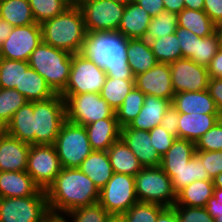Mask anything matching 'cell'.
Here are the masks:
<instances>
[{
	"label": "cell",
	"mask_w": 222,
	"mask_h": 222,
	"mask_svg": "<svg viewBox=\"0 0 222 222\" xmlns=\"http://www.w3.org/2000/svg\"><path fill=\"white\" fill-rule=\"evenodd\" d=\"M134 2L144 8L152 18L165 9L163 0H134Z\"/></svg>",
	"instance_id": "54"
},
{
	"label": "cell",
	"mask_w": 222,
	"mask_h": 222,
	"mask_svg": "<svg viewBox=\"0 0 222 222\" xmlns=\"http://www.w3.org/2000/svg\"><path fill=\"white\" fill-rule=\"evenodd\" d=\"M209 78H222V48L220 47L216 55L207 66Z\"/></svg>",
	"instance_id": "55"
},
{
	"label": "cell",
	"mask_w": 222,
	"mask_h": 222,
	"mask_svg": "<svg viewBox=\"0 0 222 222\" xmlns=\"http://www.w3.org/2000/svg\"><path fill=\"white\" fill-rule=\"evenodd\" d=\"M165 9L178 14L180 13L184 8V0H163Z\"/></svg>",
	"instance_id": "57"
},
{
	"label": "cell",
	"mask_w": 222,
	"mask_h": 222,
	"mask_svg": "<svg viewBox=\"0 0 222 222\" xmlns=\"http://www.w3.org/2000/svg\"><path fill=\"white\" fill-rule=\"evenodd\" d=\"M134 87V79H112L107 77L100 96L116 111Z\"/></svg>",
	"instance_id": "36"
},
{
	"label": "cell",
	"mask_w": 222,
	"mask_h": 222,
	"mask_svg": "<svg viewBox=\"0 0 222 222\" xmlns=\"http://www.w3.org/2000/svg\"><path fill=\"white\" fill-rule=\"evenodd\" d=\"M63 168H79L82 161L93 151L85 126L66 120L54 142Z\"/></svg>",
	"instance_id": "7"
},
{
	"label": "cell",
	"mask_w": 222,
	"mask_h": 222,
	"mask_svg": "<svg viewBox=\"0 0 222 222\" xmlns=\"http://www.w3.org/2000/svg\"><path fill=\"white\" fill-rule=\"evenodd\" d=\"M206 210L213 219L222 218V189L214 188L213 195L208 199Z\"/></svg>",
	"instance_id": "51"
},
{
	"label": "cell",
	"mask_w": 222,
	"mask_h": 222,
	"mask_svg": "<svg viewBox=\"0 0 222 222\" xmlns=\"http://www.w3.org/2000/svg\"><path fill=\"white\" fill-rule=\"evenodd\" d=\"M195 143L176 138L169 150L161 157L162 169H181L195 155Z\"/></svg>",
	"instance_id": "34"
},
{
	"label": "cell",
	"mask_w": 222,
	"mask_h": 222,
	"mask_svg": "<svg viewBox=\"0 0 222 222\" xmlns=\"http://www.w3.org/2000/svg\"><path fill=\"white\" fill-rule=\"evenodd\" d=\"M207 90L222 114V78H210Z\"/></svg>",
	"instance_id": "53"
},
{
	"label": "cell",
	"mask_w": 222,
	"mask_h": 222,
	"mask_svg": "<svg viewBox=\"0 0 222 222\" xmlns=\"http://www.w3.org/2000/svg\"><path fill=\"white\" fill-rule=\"evenodd\" d=\"M68 222H107L111 216L98 202L76 208L66 214Z\"/></svg>",
	"instance_id": "44"
},
{
	"label": "cell",
	"mask_w": 222,
	"mask_h": 222,
	"mask_svg": "<svg viewBox=\"0 0 222 222\" xmlns=\"http://www.w3.org/2000/svg\"><path fill=\"white\" fill-rule=\"evenodd\" d=\"M41 42L40 24L13 27L8 38L0 45V58L28 61Z\"/></svg>",
	"instance_id": "14"
},
{
	"label": "cell",
	"mask_w": 222,
	"mask_h": 222,
	"mask_svg": "<svg viewBox=\"0 0 222 222\" xmlns=\"http://www.w3.org/2000/svg\"><path fill=\"white\" fill-rule=\"evenodd\" d=\"M169 65L172 87L175 93L208 89L210 78L207 67L188 58L178 59Z\"/></svg>",
	"instance_id": "15"
},
{
	"label": "cell",
	"mask_w": 222,
	"mask_h": 222,
	"mask_svg": "<svg viewBox=\"0 0 222 222\" xmlns=\"http://www.w3.org/2000/svg\"><path fill=\"white\" fill-rule=\"evenodd\" d=\"M195 149L201 151L222 150V118L198 139Z\"/></svg>",
	"instance_id": "45"
},
{
	"label": "cell",
	"mask_w": 222,
	"mask_h": 222,
	"mask_svg": "<svg viewBox=\"0 0 222 222\" xmlns=\"http://www.w3.org/2000/svg\"><path fill=\"white\" fill-rule=\"evenodd\" d=\"M107 222H126L125 219L120 215H111Z\"/></svg>",
	"instance_id": "63"
},
{
	"label": "cell",
	"mask_w": 222,
	"mask_h": 222,
	"mask_svg": "<svg viewBox=\"0 0 222 222\" xmlns=\"http://www.w3.org/2000/svg\"><path fill=\"white\" fill-rule=\"evenodd\" d=\"M42 42L70 52L81 53L86 41V29L81 9L72 4L61 14L40 24Z\"/></svg>",
	"instance_id": "3"
},
{
	"label": "cell",
	"mask_w": 222,
	"mask_h": 222,
	"mask_svg": "<svg viewBox=\"0 0 222 222\" xmlns=\"http://www.w3.org/2000/svg\"><path fill=\"white\" fill-rule=\"evenodd\" d=\"M219 48L220 44L216 32L204 38L198 37L196 54H193L191 60L207 67Z\"/></svg>",
	"instance_id": "43"
},
{
	"label": "cell",
	"mask_w": 222,
	"mask_h": 222,
	"mask_svg": "<svg viewBox=\"0 0 222 222\" xmlns=\"http://www.w3.org/2000/svg\"><path fill=\"white\" fill-rule=\"evenodd\" d=\"M27 102L16 89L0 88V129H4L14 113Z\"/></svg>",
	"instance_id": "39"
},
{
	"label": "cell",
	"mask_w": 222,
	"mask_h": 222,
	"mask_svg": "<svg viewBox=\"0 0 222 222\" xmlns=\"http://www.w3.org/2000/svg\"><path fill=\"white\" fill-rule=\"evenodd\" d=\"M36 23L52 19L64 12L73 3L69 0H28Z\"/></svg>",
	"instance_id": "40"
},
{
	"label": "cell",
	"mask_w": 222,
	"mask_h": 222,
	"mask_svg": "<svg viewBox=\"0 0 222 222\" xmlns=\"http://www.w3.org/2000/svg\"><path fill=\"white\" fill-rule=\"evenodd\" d=\"M128 39L118 31L86 34L82 51L112 79H134L127 59Z\"/></svg>",
	"instance_id": "2"
},
{
	"label": "cell",
	"mask_w": 222,
	"mask_h": 222,
	"mask_svg": "<svg viewBox=\"0 0 222 222\" xmlns=\"http://www.w3.org/2000/svg\"><path fill=\"white\" fill-rule=\"evenodd\" d=\"M17 139L35 145V132H33V102H27L13 115L11 121L3 129Z\"/></svg>",
	"instance_id": "28"
},
{
	"label": "cell",
	"mask_w": 222,
	"mask_h": 222,
	"mask_svg": "<svg viewBox=\"0 0 222 222\" xmlns=\"http://www.w3.org/2000/svg\"><path fill=\"white\" fill-rule=\"evenodd\" d=\"M221 118L222 114L179 113L178 138L196 143Z\"/></svg>",
	"instance_id": "21"
},
{
	"label": "cell",
	"mask_w": 222,
	"mask_h": 222,
	"mask_svg": "<svg viewBox=\"0 0 222 222\" xmlns=\"http://www.w3.org/2000/svg\"><path fill=\"white\" fill-rule=\"evenodd\" d=\"M22 60L0 58V88L21 89Z\"/></svg>",
	"instance_id": "42"
},
{
	"label": "cell",
	"mask_w": 222,
	"mask_h": 222,
	"mask_svg": "<svg viewBox=\"0 0 222 222\" xmlns=\"http://www.w3.org/2000/svg\"><path fill=\"white\" fill-rule=\"evenodd\" d=\"M177 26L178 14L164 9L156 17L151 18L145 39L150 41L175 33Z\"/></svg>",
	"instance_id": "38"
},
{
	"label": "cell",
	"mask_w": 222,
	"mask_h": 222,
	"mask_svg": "<svg viewBox=\"0 0 222 222\" xmlns=\"http://www.w3.org/2000/svg\"><path fill=\"white\" fill-rule=\"evenodd\" d=\"M44 190L28 197L0 198V222H42L49 213Z\"/></svg>",
	"instance_id": "10"
},
{
	"label": "cell",
	"mask_w": 222,
	"mask_h": 222,
	"mask_svg": "<svg viewBox=\"0 0 222 222\" xmlns=\"http://www.w3.org/2000/svg\"><path fill=\"white\" fill-rule=\"evenodd\" d=\"M42 222H68L66 214L49 212Z\"/></svg>",
	"instance_id": "59"
},
{
	"label": "cell",
	"mask_w": 222,
	"mask_h": 222,
	"mask_svg": "<svg viewBox=\"0 0 222 222\" xmlns=\"http://www.w3.org/2000/svg\"><path fill=\"white\" fill-rule=\"evenodd\" d=\"M134 82L135 87L145 95H153L171 101L175 95L169 64L157 62L150 70L135 76Z\"/></svg>",
	"instance_id": "16"
},
{
	"label": "cell",
	"mask_w": 222,
	"mask_h": 222,
	"mask_svg": "<svg viewBox=\"0 0 222 222\" xmlns=\"http://www.w3.org/2000/svg\"><path fill=\"white\" fill-rule=\"evenodd\" d=\"M135 191L139 202L156 203L164 207H173L176 192L170 177L157 167H143L135 176Z\"/></svg>",
	"instance_id": "6"
},
{
	"label": "cell",
	"mask_w": 222,
	"mask_h": 222,
	"mask_svg": "<svg viewBox=\"0 0 222 222\" xmlns=\"http://www.w3.org/2000/svg\"><path fill=\"white\" fill-rule=\"evenodd\" d=\"M61 169L62 166L53 144L31 145L26 172L41 190H47Z\"/></svg>",
	"instance_id": "13"
},
{
	"label": "cell",
	"mask_w": 222,
	"mask_h": 222,
	"mask_svg": "<svg viewBox=\"0 0 222 222\" xmlns=\"http://www.w3.org/2000/svg\"><path fill=\"white\" fill-rule=\"evenodd\" d=\"M151 145L155 148L160 157H162L172 146L175 136L168 133L161 125L154 127L149 131Z\"/></svg>",
	"instance_id": "48"
},
{
	"label": "cell",
	"mask_w": 222,
	"mask_h": 222,
	"mask_svg": "<svg viewBox=\"0 0 222 222\" xmlns=\"http://www.w3.org/2000/svg\"><path fill=\"white\" fill-rule=\"evenodd\" d=\"M175 33L180 43L182 58L191 59L193 54H196L198 36L183 27H177Z\"/></svg>",
	"instance_id": "49"
},
{
	"label": "cell",
	"mask_w": 222,
	"mask_h": 222,
	"mask_svg": "<svg viewBox=\"0 0 222 222\" xmlns=\"http://www.w3.org/2000/svg\"><path fill=\"white\" fill-rule=\"evenodd\" d=\"M145 94L134 87L125 97L124 102L115 111L119 126L122 128L130 124L137 117L144 104Z\"/></svg>",
	"instance_id": "37"
},
{
	"label": "cell",
	"mask_w": 222,
	"mask_h": 222,
	"mask_svg": "<svg viewBox=\"0 0 222 222\" xmlns=\"http://www.w3.org/2000/svg\"><path fill=\"white\" fill-rule=\"evenodd\" d=\"M195 155L202 161L211 179H214L218 174L222 173V150H196Z\"/></svg>",
	"instance_id": "47"
},
{
	"label": "cell",
	"mask_w": 222,
	"mask_h": 222,
	"mask_svg": "<svg viewBox=\"0 0 222 222\" xmlns=\"http://www.w3.org/2000/svg\"><path fill=\"white\" fill-rule=\"evenodd\" d=\"M213 180L214 188L222 189V173L218 174Z\"/></svg>",
	"instance_id": "62"
},
{
	"label": "cell",
	"mask_w": 222,
	"mask_h": 222,
	"mask_svg": "<svg viewBox=\"0 0 222 222\" xmlns=\"http://www.w3.org/2000/svg\"><path fill=\"white\" fill-rule=\"evenodd\" d=\"M39 190L26 171H0V198L28 197Z\"/></svg>",
	"instance_id": "20"
},
{
	"label": "cell",
	"mask_w": 222,
	"mask_h": 222,
	"mask_svg": "<svg viewBox=\"0 0 222 222\" xmlns=\"http://www.w3.org/2000/svg\"><path fill=\"white\" fill-rule=\"evenodd\" d=\"M215 32L218 36L220 47L222 48V22L215 25Z\"/></svg>",
	"instance_id": "61"
},
{
	"label": "cell",
	"mask_w": 222,
	"mask_h": 222,
	"mask_svg": "<svg viewBox=\"0 0 222 222\" xmlns=\"http://www.w3.org/2000/svg\"><path fill=\"white\" fill-rule=\"evenodd\" d=\"M114 2L122 3L124 5H127L128 3L134 1V0H112Z\"/></svg>",
	"instance_id": "64"
},
{
	"label": "cell",
	"mask_w": 222,
	"mask_h": 222,
	"mask_svg": "<svg viewBox=\"0 0 222 222\" xmlns=\"http://www.w3.org/2000/svg\"><path fill=\"white\" fill-rule=\"evenodd\" d=\"M29 66L37 71L56 93L66 87L72 64V54L41 42L31 53Z\"/></svg>",
	"instance_id": "4"
},
{
	"label": "cell",
	"mask_w": 222,
	"mask_h": 222,
	"mask_svg": "<svg viewBox=\"0 0 222 222\" xmlns=\"http://www.w3.org/2000/svg\"><path fill=\"white\" fill-rule=\"evenodd\" d=\"M120 139L132 150L143 167H157L161 157L151 145L149 131L130 128L128 125L120 130Z\"/></svg>",
	"instance_id": "17"
},
{
	"label": "cell",
	"mask_w": 222,
	"mask_h": 222,
	"mask_svg": "<svg viewBox=\"0 0 222 222\" xmlns=\"http://www.w3.org/2000/svg\"><path fill=\"white\" fill-rule=\"evenodd\" d=\"M179 222H215L205 207L174 205Z\"/></svg>",
	"instance_id": "46"
},
{
	"label": "cell",
	"mask_w": 222,
	"mask_h": 222,
	"mask_svg": "<svg viewBox=\"0 0 222 222\" xmlns=\"http://www.w3.org/2000/svg\"><path fill=\"white\" fill-rule=\"evenodd\" d=\"M60 95L65 100L69 122L86 126L100 119L116 118L115 110L98 93Z\"/></svg>",
	"instance_id": "8"
},
{
	"label": "cell",
	"mask_w": 222,
	"mask_h": 222,
	"mask_svg": "<svg viewBox=\"0 0 222 222\" xmlns=\"http://www.w3.org/2000/svg\"><path fill=\"white\" fill-rule=\"evenodd\" d=\"M156 222H179L173 207H166L158 216Z\"/></svg>",
	"instance_id": "56"
},
{
	"label": "cell",
	"mask_w": 222,
	"mask_h": 222,
	"mask_svg": "<svg viewBox=\"0 0 222 222\" xmlns=\"http://www.w3.org/2000/svg\"><path fill=\"white\" fill-rule=\"evenodd\" d=\"M203 11L215 25L222 22V0H204Z\"/></svg>",
	"instance_id": "52"
},
{
	"label": "cell",
	"mask_w": 222,
	"mask_h": 222,
	"mask_svg": "<svg viewBox=\"0 0 222 222\" xmlns=\"http://www.w3.org/2000/svg\"><path fill=\"white\" fill-rule=\"evenodd\" d=\"M160 125L170 134L178 138L179 113L171 105L165 112Z\"/></svg>",
	"instance_id": "50"
},
{
	"label": "cell",
	"mask_w": 222,
	"mask_h": 222,
	"mask_svg": "<svg viewBox=\"0 0 222 222\" xmlns=\"http://www.w3.org/2000/svg\"><path fill=\"white\" fill-rule=\"evenodd\" d=\"M157 62L170 64L182 58L176 33L148 41Z\"/></svg>",
	"instance_id": "35"
},
{
	"label": "cell",
	"mask_w": 222,
	"mask_h": 222,
	"mask_svg": "<svg viewBox=\"0 0 222 222\" xmlns=\"http://www.w3.org/2000/svg\"><path fill=\"white\" fill-rule=\"evenodd\" d=\"M171 105L178 113L221 114L208 90L175 93Z\"/></svg>",
	"instance_id": "19"
},
{
	"label": "cell",
	"mask_w": 222,
	"mask_h": 222,
	"mask_svg": "<svg viewBox=\"0 0 222 222\" xmlns=\"http://www.w3.org/2000/svg\"><path fill=\"white\" fill-rule=\"evenodd\" d=\"M30 147L0 129V171H26Z\"/></svg>",
	"instance_id": "18"
},
{
	"label": "cell",
	"mask_w": 222,
	"mask_h": 222,
	"mask_svg": "<svg viewBox=\"0 0 222 222\" xmlns=\"http://www.w3.org/2000/svg\"><path fill=\"white\" fill-rule=\"evenodd\" d=\"M106 78L105 70L85 54L82 52L72 54L69 80L60 94H100Z\"/></svg>",
	"instance_id": "9"
},
{
	"label": "cell",
	"mask_w": 222,
	"mask_h": 222,
	"mask_svg": "<svg viewBox=\"0 0 222 222\" xmlns=\"http://www.w3.org/2000/svg\"><path fill=\"white\" fill-rule=\"evenodd\" d=\"M170 106L171 100L146 95L140 113L128 126L133 129L150 131L160 125L165 112Z\"/></svg>",
	"instance_id": "24"
},
{
	"label": "cell",
	"mask_w": 222,
	"mask_h": 222,
	"mask_svg": "<svg viewBox=\"0 0 222 222\" xmlns=\"http://www.w3.org/2000/svg\"><path fill=\"white\" fill-rule=\"evenodd\" d=\"M136 202L135 179L131 175L113 173L99 191L98 203L110 214L122 216Z\"/></svg>",
	"instance_id": "12"
},
{
	"label": "cell",
	"mask_w": 222,
	"mask_h": 222,
	"mask_svg": "<svg viewBox=\"0 0 222 222\" xmlns=\"http://www.w3.org/2000/svg\"><path fill=\"white\" fill-rule=\"evenodd\" d=\"M107 152L114 173L134 177L143 168L132 150L121 139L114 142Z\"/></svg>",
	"instance_id": "29"
},
{
	"label": "cell",
	"mask_w": 222,
	"mask_h": 222,
	"mask_svg": "<svg viewBox=\"0 0 222 222\" xmlns=\"http://www.w3.org/2000/svg\"><path fill=\"white\" fill-rule=\"evenodd\" d=\"M151 16L132 1L125 6L118 32L127 39L145 38Z\"/></svg>",
	"instance_id": "22"
},
{
	"label": "cell",
	"mask_w": 222,
	"mask_h": 222,
	"mask_svg": "<svg viewBox=\"0 0 222 222\" xmlns=\"http://www.w3.org/2000/svg\"><path fill=\"white\" fill-rule=\"evenodd\" d=\"M0 18L13 27L36 23L28 0H0Z\"/></svg>",
	"instance_id": "33"
},
{
	"label": "cell",
	"mask_w": 222,
	"mask_h": 222,
	"mask_svg": "<svg viewBox=\"0 0 222 222\" xmlns=\"http://www.w3.org/2000/svg\"><path fill=\"white\" fill-rule=\"evenodd\" d=\"M79 169L86 174L99 189L113 176V169L107 151H92L81 163Z\"/></svg>",
	"instance_id": "26"
},
{
	"label": "cell",
	"mask_w": 222,
	"mask_h": 222,
	"mask_svg": "<svg viewBox=\"0 0 222 222\" xmlns=\"http://www.w3.org/2000/svg\"><path fill=\"white\" fill-rule=\"evenodd\" d=\"M166 207L148 202H136L122 217L126 222H156Z\"/></svg>",
	"instance_id": "41"
},
{
	"label": "cell",
	"mask_w": 222,
	"mask_h": 222,
	"mask_svg": "<svg viewBox=\"0 0 222 222\" xmlns=\"http://www.w3.org/2000/svg\"><path fill=\"white\" fill-rule=\"evenodd\" d=\"M215 222H222V218H215Z\"/></svg>",
	"instance_id": "66"
},
{
	"label": "cell",
	"mask_w": 222,
	"mask_h": 222,
	"mask_svg": "<svg viewBox=\"0 0 222 222\" xmlns=\"http://www.w3.org/2000/svg\"><path fill=\"white\" fill-rule=\"evenodd\" d=\"M171 179L173 190L177 193L183 187L196 180H212L203 166L202 161L192 156L181 169H162Z\"/></svg>",
	"instance_id": "30"
},
{
	"label": "cell",
	"mask_w": 222,
	"mask_h": 222,
	"mask_svg": "<svg viewBox=\"0 0 222 222\" xmlns=\"http://www.w3.org/2000/svg\"><path fill=\"white\" fill-rule=\"evenodd\" d=\"M213 190V180H196L176 193L175 205L206 207Z\"/></svg>",
	"instance_id": "31"
},
{
	"label": "cell",
	"mask_w": 222,
	"mask_h": 222,
	"mask_svg": "<svg viewBox=\"0 0 222 222\" xmlns=\"http://www.w3.org/2000/svg\"><path fill=\"white\" fill-rule=\"evenodd\" d=\"M184 6L187 9L203 10L204 0H184Z\"/></svg>",
	"instance_id": "60"
},
{
	"label": "cell",
	"mask_w": 222,
	"mask_h": 222,
	"mask_svg": "<svg viewBox=\"0 0 222 222\" xmlns=\"http://www.w3.org/2000/svg\"><path fill=\"white\" fill-rule=\"evenodd\" d=\"M127 59L134 77L157 64L149 42L145 38L128 39Z\"/></svg>",
	"instance_id": "27"
},
{
	"label": "cell",
	"mask_w": 222,
	"mask_h": 222,
	"mask_svg": "<svg viewBox=\"0 0 222 222\" xmlns=\"http://www.w3.org/2000/svg\"><path fill=\"white\" fill-rule=\"evenodd\" d=\"M65 121V100L60 94L47 100L33 101L35 145L54 144Z\"/></svg>",
	"instance_id": "5"
},
{
	"label": "cell",
	"mask_w": 222,
	"mask_h": 222,
	"mask_svg": "<svg viewBox=\"0 0 222 222\" xmlns=\"http://www.w3.org/2000/svg\"><path fill=\"white\" fill-rule=\"evenodd\" d=\"M50 212H68L95 204L99 201V189L79 168H63L45 191Z\"/></svg>",
	"instance_id": "1"
},
{
	"label": "cell",
	"mask_w": 222,
	"mask_h": 222,
	"mask_svg": "<svg viewBox=\"0 0 222 222\" xmlns=\"http://www.w3.org/2000/svg\"><path fill=\"white\" fill-rule=\"evenodd\" d=\"M16 90L29 102L47 100L56 95L46 80L29 66L28 61H22L21 89Z\"/></svg>",
	"instance_id": "25"
},
{
	"label": "cell",
	"mask_w": 222,
	"mask_h": 222,
	"mask_svg": "<svg viewBox=\"0 0 222 222\" xmlns=\"http://www.w3.org/2000/svg\"><path fill=\"white\" fill-rule=\"evenodd\" d=\"M73 4H77L80 0H69Z\"/></svg>",
	"instance_id": "65"
},
{
	"label": "cell",
	"mask_w": 222,
	"mask_h": 222,
	"mask_svg": "<svg viewBox=\"0 0 222 222\" xmlns=\"http://www.w3.org/2000/svg\"><path fill=\"white\" fill-rule=\"evenodd\" d=\"M85 129L93 151H107L120 139L121 127L117 118L100 119L86 125Z\"/></svg>",
	"instance_id": "23"
},
{
	"label": "cell",
	"mask_w": 222,
	"mask_h": 222,
	"mask_svg": "<svg viewBox=\"0 0 222 222\" xmlns=\"http://www.w3.org/2000/svg\"><path fill=\"white\" fill-rule=\"evenodd\" d=\"M193 32L200 38L212 35L215 32V24L203 10L184 8L178 13V26Z\"/></svg>",
	"instance_id": "32"
},
{
	"label": "cell",
	"mask_w": 222,
	"mask_h": 222,
	"mask_svg": "<svg viewBox=\"0 0 222 222\" xmlns=\"http://www.w3.org/2000/svg\"><path fill=\"white\" fill-rule=\"evenodd\" d=\"M12 30L13 26L0 18V45L8 38Z\"/></svg>",
	"instance_id": "58"
},
{
	"label": "cell",
	"mask_w": 222,
	"mask_h": 222,
	"mask_svg": "<svg viewBox=\"0 0 222 222\" xmlns=\"http://www.w3.org/2000/svg\"><path fill=\"white\" fill-rule=\"evenodd\" d=\"M77 5L87 33L118 31L126 6L112 0H80Z\"/></svg>",
	"instance_id": "11"
}]
</instances>
